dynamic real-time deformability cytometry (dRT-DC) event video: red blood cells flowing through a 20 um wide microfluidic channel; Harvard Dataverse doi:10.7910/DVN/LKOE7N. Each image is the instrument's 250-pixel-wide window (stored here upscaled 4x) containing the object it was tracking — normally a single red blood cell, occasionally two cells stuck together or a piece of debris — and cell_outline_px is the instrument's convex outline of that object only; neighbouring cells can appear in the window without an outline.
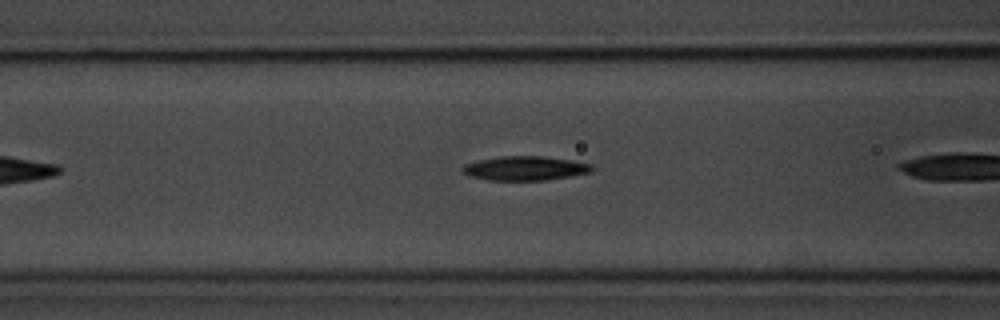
{"species": "common noctule bat (a hibernating species)", "species_latin": "Nyctalus noctula", "temperature_condition": "room temperature", "stored_images_in_passage": 8, "camera_frame_rate_fps": 3000, "um_per_image_px": 0.085, "animal": {"sex": "male", "body_mass_g": 20.1, "forearm_length_mm": 53.5}, "frame": {"image": 1, "passage_image": 7, "time_ms": 2.0, "image_size_px": [1000, 320], "cell_outline_px": [[592, 172], [544, 180], [488, 180], [468, 176], [460, 172], [460, 168], [464, 164], [480, 160], [500, 156], [540, 156], [572, 160], [592, 164]], "centroid_in_image_um": [44.57, 14.3], "position_along_channel_um": 122.0, "area_um2": 18.26}}